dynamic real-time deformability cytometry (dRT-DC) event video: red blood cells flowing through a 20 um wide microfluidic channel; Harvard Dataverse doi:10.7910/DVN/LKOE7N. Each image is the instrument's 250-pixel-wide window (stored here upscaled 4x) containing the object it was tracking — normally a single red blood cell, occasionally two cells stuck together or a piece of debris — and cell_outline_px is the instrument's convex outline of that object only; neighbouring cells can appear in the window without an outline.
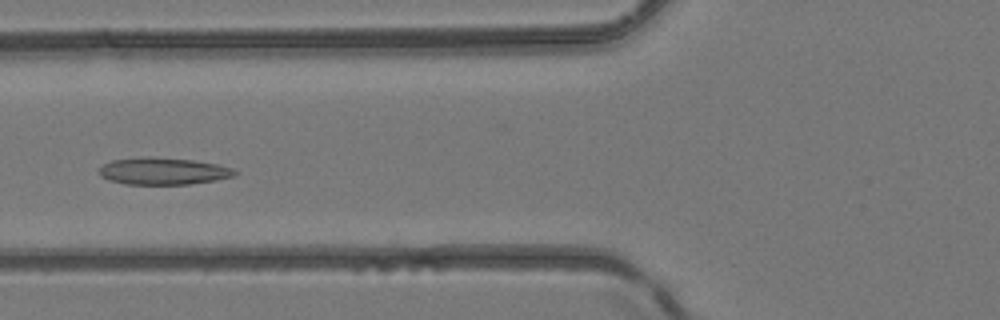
{"species": "common noctule bat (a hibernating species)", "species_latin": "Nyctalus noctula", "temperature_condition": "room temperature", "stored_images_in_passage": 6, "camera_frame_rate_fps": 3000, "um_per_image_px": 0.085, "animal": {"sex": "female", "body_mass_g": 24.6, "forearm_length_mm": 56.2}, "frame": {"image": 1, "passage_image": 6, "time_ms": 16.333, "image_size_px": [1000, 320], "cell_outline_px": [[240, 172], [236, 176], [216, 180], [188, 184], [124, 184], [108, 180], [100, 176], [96, 172], [104, 164], [112, 160], [140, 156], [152, 156], [192, 160], [216, 164], [232, 168]], "centroid_in_image_um": [13.85, 14.54], "position_along_channel_um": 112.0, "area_um2": 21.68}}